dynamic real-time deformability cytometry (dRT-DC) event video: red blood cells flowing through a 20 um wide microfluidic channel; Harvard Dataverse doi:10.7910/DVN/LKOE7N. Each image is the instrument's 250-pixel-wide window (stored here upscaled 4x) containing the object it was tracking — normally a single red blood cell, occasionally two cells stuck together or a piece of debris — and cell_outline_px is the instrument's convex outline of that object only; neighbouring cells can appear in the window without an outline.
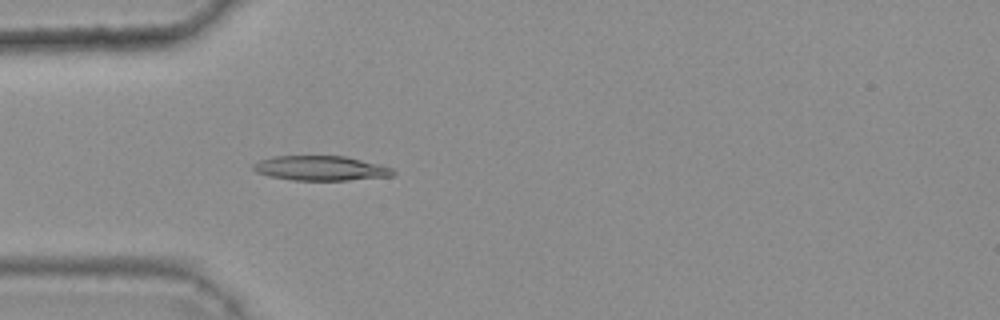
{"species": "common noctule bat (a hibernating species)", "species_latin": "Nyctalus noctula", "temperature_condition": "warm", "stored_images_in_passage": 33, "camera_frame_rate_fps": 3000, "um_per_image_px": 0.085, "animal": {"sex": "female", "body_mass_g": 25.1}, "frame": {"image": 1, "passage_image": 3, "time_ms": 0.667, "image_size_px": [1000, 320], "cell_outline_px": [[396, 172], [392, 176], [348, 180], [292, 180], [268, 176], [256, 172], [252, 168], [252, 164], [260, 160], [272, 156], [344, 156], [392, 168]], "centroid_in_image_um": [27.2, 14.3], "position_along_channel_um": 57.8, "area_um2": 20.0}}
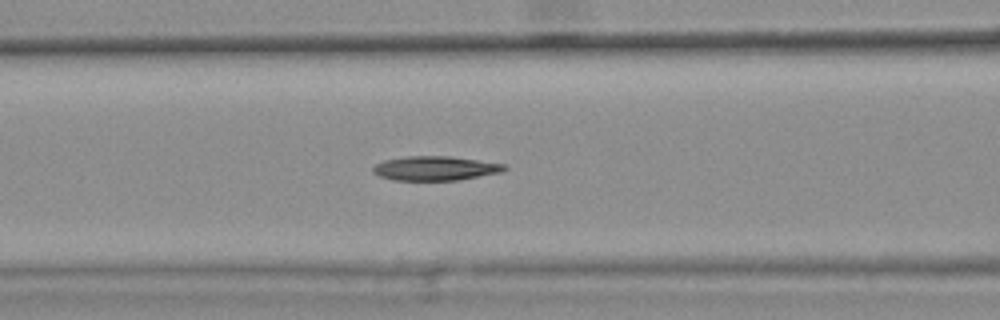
{"frame": {"image": 2, "passage_image": 9, "time_ms": 2.667, "image_size_px": [1000, 320], "cell_outline_px": [[508, 168], [504, 172], [456, 180], [392, 180], [380, 176], [372, 172], [372, 168], [376, 164], [384, 160], [404, 156], [448, 156], [504, 164]], "centroid_in_image_um": [36.98, 14.3], "position_along_channel_um": 129.6, "area_um2": 18.55}}
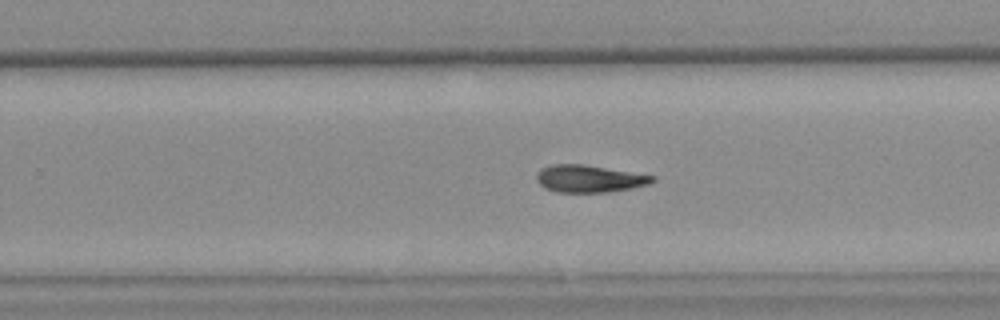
{"frame": {"image": 3, "passage_image": 21, "time_ms": 6.667, "image_size_px": [1000, 320], "cell_outline_px": [[656, 180], [648, 184], [632, 188], [608, 192], [556, 192], [544, 188], [536, 180], [536, 176], [540, 168], [552, 164], [580, 164], [656, 176]], "centroid_in_image_um": [50.05, 15.19], "position_along_channel_um": 279.7, "area_um2": 18.32}}